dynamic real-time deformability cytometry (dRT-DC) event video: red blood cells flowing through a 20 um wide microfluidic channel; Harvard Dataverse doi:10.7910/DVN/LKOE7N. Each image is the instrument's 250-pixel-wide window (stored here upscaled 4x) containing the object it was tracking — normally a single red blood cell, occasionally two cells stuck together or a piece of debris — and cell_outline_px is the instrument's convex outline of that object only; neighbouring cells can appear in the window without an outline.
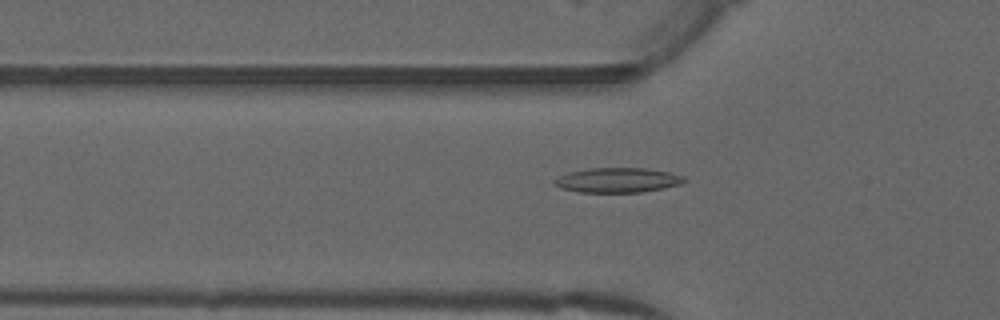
{"species": "common noctule bat (a hibernating species)", "species_latin": "Nyctalus noctula", "temperature_condition": "warm", "stored_images_in_passage": 51, "camera_frame_rate_fps": 3000, "um_per_image_px": 0.085, "animal": {"sex": "male", "forearm_length_mm": 52.5}, "frame": {"image": 1, "passage_image": 17, "time_ms": 5.333, "image_size_px": [1000, 320], "cell_outline_px": [[688, 180], [680, 184], [664, 188], [640, 192], [580, 192], [560, 188], [552, 184], [552, 180], [568, 172], [592, 168], [644, 168], [668, 172], [684, 176]], "centroid_in_image_um": [52.48, 15.31], "position_along_channel_um": 73.3, "area_um2": 18.73}}
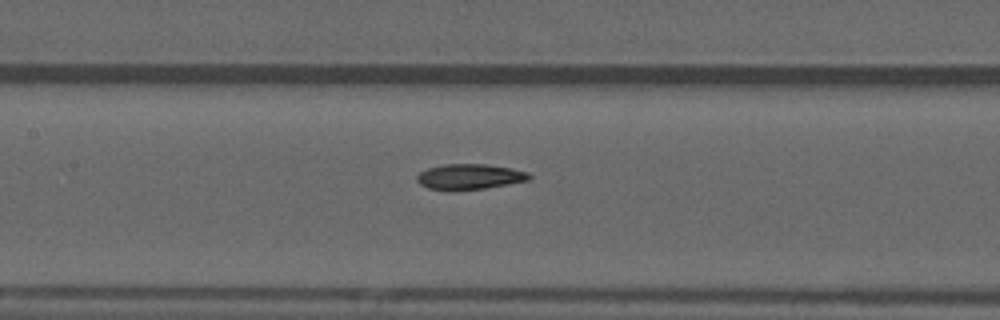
{"frame": {"image": 2, "passage_image": 24, "time_ms": 7.667, "image_size_px": [1000, 320], "cell_outline_px": [[532, 180], [484, 188], [428, 188], [420, 184], [416, 180], [416, 176], [420, 172], [428, 168], [444, 164], [488, 164], [512, 168], [528, 172], [532, 176]], "centroid_in_image_um": [39.98, 14.98], "position_along_channel_um": 167.4, "area_um2": 16.24}}
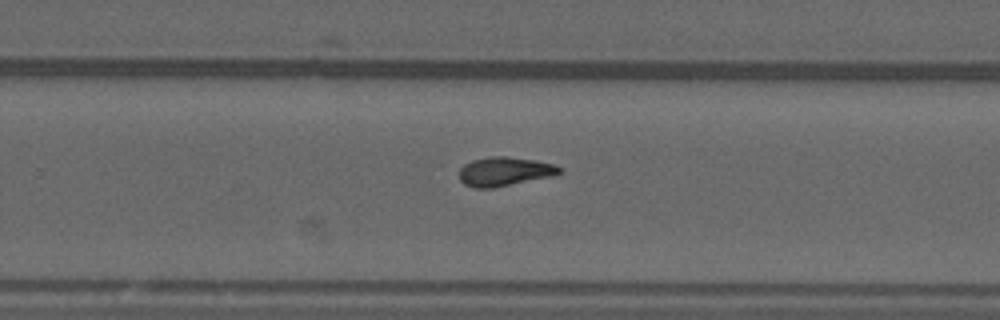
{"frame": {"image": 3, "passage_image": 33, "time_ms": 10.667, "image_size_px": [1000, 320], "cell_outline_px": [[560, 172], [556, 176], [492, 188], [472, 188], [464, 184], [460, 180], [460, 168], [464, 164], [472, 160], [488, 156], [504, 156], [532, 160], [552, 164], [560, 168]], "centroid_in_image_um": [42.85, 14.59], "position_along_channel_um": 286.9, "area_um2": 16.94}, "authors_computed_cell_mechanics": {"area_um2": 16.6464, "velocity_mm_per_s": 4.0016, "shape_relaxation_time_tau1_ms": null, "shape_relaxation_time_tau2_ms": 6.9136, "deformation_change_tau1": null, "deformation_change_tau2": 0.1523}}